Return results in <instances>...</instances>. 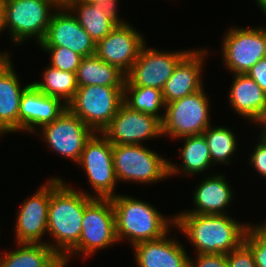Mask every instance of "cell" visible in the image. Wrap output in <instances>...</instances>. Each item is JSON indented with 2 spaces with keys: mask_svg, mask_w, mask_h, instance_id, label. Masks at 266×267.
Wrapping results in <instances>:
<instances>
[{
  "mask_svg": "<svg viewBox=\"0 0 266 267\" xmlns=\"http://www.w3.org/2000/svg\"><path fill=\"white\" fill-rule=\"evenodd\" d=\"M68 185L61 177L51 178L47 235L53 241L47 245L61 259L78 244L85 206L93 199L91 192Z\"/></svg>",
  "mask_w": 266,
  "mask_h": 267,
  "instance_id": "6da1fadb",
  "label": "cell"
},
{
  "mask_svg": "<svg viewBox=\"0 0 266 267\" xmlns=\"http://www.w3.org/2000/svg\"><path fill=\"white\" fill-rule=\"evenodd\" d=\"M174 218V227L184 233L196 254H229L243 242L249 225L227 214L179 213Z\"/></svg>",
  "mask_w": 266,
  "mask_h": 267,
  "instance_id": "7a4b0ae2",
  "label": "cell"
},
{
  "mask_svg": "<svg viewBox=\"0 0 266 267\" xmlns=\"http://www.w3.org/2000/svg\"><path fill=\"white\" fill-rule=\"evenodd\" d=\"M115 214V231L118 244L123 239L131 246L143 241L155 240L169 234L175 226V218L161 214L150 203L117 194L111 198Z\"/></svg>",
  "mask_w": 266,
  "mask_h": 267,
  "instance_id": "3957f363",
  "label": "cell"
},
{
  "mask_svg": "<svg viewBox=\"0 0 266 267\" xmlns=\"http://www.w3.org/2000/svg\"><path fill=\"white\" fill-rule=\"evenodd\" d=\"M61 0H3L2 22L15 45L28 38L43 40L53 13ZM8 28V29H7Z\"/></svg>",
  "mask_w": 266,
  "mask_h": 267,
  "instance_id": "277c9868",
  "label": "cell"
},
{
  "mask_svg": "<svg viewBox=\"0 0 266 267\" xmlns=\"http://www.w3.org/2000/svg\"><path fill=\"white\" fill-rule=\"evenodd\" d=\"M115 243L118 241L111 198H93L85 206L79 242L62 259L63 264L67 266L73 255L89 257L97 250H103Z\"/></svg>",
  "mask_w": 266,
  "mask_h": 267,
  "instance_id": "5b68a950",
  "label": "cell"
},
{
  "mask_svg": "<svg viewBox=\"0 0 266 267\" xmlns=\"http://www.w3.org/2000/svg\"><path fill=\"white\" fill-rule=\"evenodd\" d=\"M113 164L119 183L147 185L169 177V161L144 144H113Z\"/></svg>",
  "mask_w": 266,
  "mask_h": 267,
  "instance_id": "8992f818",
  "label": "cell"
},
{
  "mask_svg": "<svg viewBox=\"0 0 266 267\" xmlns=\"http://www.w3.org/2000/svg\"><path fill=\"white\" fill-rule=\"evenodd\" d=\"M123 100L124 86H79L67 108L94 132L102 133L124 103Z\"/></svg>",
  "mask_w": 266,
  "mask_h": 267,
  "instance_id": "52a82bcc",
  "label": "cell"
},
{
  "mask_svg": "<svg viewBox=\"0 0 266 267\" xmlns=\"http://www.w3.org/2000/svg\"><path fill=\"white\" fill-rule=\"evenodd\" d=\"M210 98L204 88L181 99L167 103L162 122V136L179 140L199 135L211 124Z\"/></svg>",
  "mask_w": 266,
  "mask_h": 267,
  "instance_id": "ba28073f",
  "label": "cell"
},
{
  "mask_svg": "<svg viewBox=\"0 0 266 267\" xmlns=\"http://www.w3.org/2000/svg\"><path fill=\"white\" fill-rule=\"evenodd\" d=\"M76 165L84 169L87 181L95 192L93 198H112L117 195L113 144L102 133L95 132L86 142Z\"/></svg>",
  "mask_w": 266,
  "mask_h": 267,
  "instance_id": "9c48e42d",
  "label": "cell"
},
{
  "mask_svg": "<svg viewBox=\"0 0 266 267\" xmlns=\"http://www.w3.org/2000/svg\"><path fill=\"white\" fill-rule=\"evenodd\" d=\"M265 26L257 28L232 26L224 33L221 42L222 63L233 75L245 74L259 60L266 57Z\"/></svg>",
  "mask_w": 266,
  "mask_h": 267,
  "instance_id": "30bf717a",
  "label": "cell"
},
{
  "mask_svg": "<svg viewBox=\"0 0 266 267\" xmlns=\"http://www.w3.org/2000/svg\"><path fill=\"white\" fill-rule=\"evenodd\" d=\"M94 133L77 115L66 108L57 119L42 126L35 134L43 136L41 139L45 140L50 151L77 163L86 142Z\"/></svg>",
  "mask_w": 266,
  "mask_h": 267,
  "instance_id": "8fae6325",
  "label": "cell"
},
{
  "mask_svg": "<svg viewBox=\"0 0 266 267\" xmlns=\"http://www.w3.org/2000/svg\"><path fill=\"white\" fill-rule=\"evenodd\" d=\"M190 51L187 49L165 52L147 47L145 44L131 70L126 74L124 86H144L163 90L178 63Z\"/></svg>",
  "mask_w": 266,
  "mask_h": 267,
  "instance_id": "7c38bea8",
  "label": "cell"
},
{
  "mask_svg": "<svg viewBox=\"0 0 266 267\" xmlns=\"http://www.w3.org/2000/svg\"><path fill=\"white\" fill-rule=\"evenodd\" d=\"M102 134L112 144L142 145L144 140L163 137L162 122L151 114L132 110L123 103Z\"/></svg>",
  "mask_w": 266,
  "mask_h": 267,
  "instance_id": "4fadbf2b",
  "label": "cell"
},
{
  "mask_svg": "<svg viewBox=\"0 0 266 267\" xmlns=\"http://www.w3.org/2000/svg\"><path fill=\"white\" fill-rule=\"evenodd\" d=\"M144 36L130 23L122 21L96 44V55L127 74L146 44Z\"/></svg>",
  "mask_w": 266,
  "mask_h": 267,
  "instance_id": "5bb4252c",
  "label": "cell"
},
{
  "mask_svg": "<svg viewBox=\"0 0 266 267\" xmlns=\"http://www.w3.org/2000/svg\"><path fill=\"white\" fill-rule=\"evenodd\" d=\"M51 197V177L21 204L15 223L16 243H43L47 234L48 209Z\"/></svg>",
  "mask_w": 266,
  "mask_h": 267,
  "instance_id": "9a60e30c",
  "label": "cell"
},
{
  "mask_svg": "<svg viewBox=\"0 0 266 267\" xmlns=\"http://www.w3.org/2000/svg\"><path fill=\"white\" fill-rule=\"evenodd\" d=\"M39 46H61L88 57L96 53V43L62 3L53 13Z\"/></svg>",
  "mask_w": 266,
  "mask_h": 267,
  "instance_id": "2e32d148",
  "label": "cell"
},
{
  "mask_svg": "<svg viewBox=\"0 0 266 267\" xmlns=\"http://www.w3.org/2000/svg\"><path fill=\"white\" fill-rule=\"evenodd\" d=\"M66 108L61 99L43 94L31 84L20 100L19 132L35 134L42 126L57 119Z\"/></svg>",
  "mask_w": 266,
  "mask_h": 267,
  "instance_id": "e0dca14e",
  "label": "cell"
},
{
  "mask_svg": "<svg viewBox=\"0 0 266 267\" xmlns=\"http://www.w3.org/2000/svg\"><path fill=\"white\" fill-rule=\"evenodd\" d=\"M196 49V50H195ZM191 49L178 63L162 90L165 103L181 99L195 93L203 87L202 69L209 51L206 49ZM207 51V52H206Z\"/></svg>",
  "mask_w": 266,
  "mask_h": 267,
  "instance_id": "ac0fdd59",
  "label": "cell"
},
{
  "mask_svg": "<svg viewBox=\"0 0 266 267\" xmlns=\"http://www.w3.org/2000/svg\"><path fill=\"white\" fill-rule=\"evenodd\" d=\"M143 241L132 246L137 267H189L190 256L174 238Z\"/></svg>",
  "mask_w": 266,
  "mask_h": 267,
  "instance_id": "d6986e66",
  "label": "cell"
},
{
  "mask_svg": "<svg viewBox=\"0 0 266 267\" xmlns=\"http://www.w3.org/2000/svg\"><path fill=\"white\" fill-rule=\"evenodd\" d=\"M63 4L72 12L80 26L96 44L122 21L117 12L119 10L104 3L64 0Z\"/></svg>",
  "mask_w": 266,
  "mask_h": 267,
  "instance_id": "ffe728a7",
  "label": "cell"
},
{
  "mask_svg": "<svg viewBox=\"0 0 266 267\" xmlns=\"http://www.w3.org/2000/svg\"><path fill=\"white\" fill-rule=\"evenodd\" d=\"M13 63L0 64V135L19 132L20 100L24 91Z\"/></svg>",
  "mask_w": 266,
  "mask_h": 267,
  "instance_id": "44dd1931",
  "label": "cell"
},
{
  "mask_svg": "<svg viewBox=\"0 0 266 267\" xmlns=\"http://www.w3.org/2000/svg\"><path fill=\"white\" fill-rule=\"evenodd\" d=\"M232 86L229 89V103L240 117L254 122L260 120L266 109V93L246 73L234 74Z\"/></svg>",
  "mask_w": 266,
  "mask_h": 267,
  "instance_id": "7402d4cb",
  "label": "cell"
},
{
  "mask_svg": "<svg viewBox=\"0 0 266 267\" xmlns=\"http://www.w3.org/2000/svg\"><path fill=\"white\" fill-rule=\"evenodd\" d=\"M223 175L219 173L205 176L193 191L195 208L180 213L227 214L225 210L231 204L234 194L233 188Z\"/></svg>",
  "mask_w": 266,
  "mask_h": 267,
  "instance_id": "603a6c76",
  "label": "cell"
},
{
  "mask_svg": "<svg viewBox=\"0 0 266 267\" xmlns=\"http://www.w3.org/2000/svg\"><path fill=\"white\" fill-rule=\"evenodd\" d=\"M15 250L1 253L0 267H62V259L43 243H15ZM3 254V255H2Z\"/></svg>",
  "mask_w": 266,
  "mask_h": 267,
  "instance_id": "cb8c5ba5",
  "label": "cell"
},
{
  "mask_svg": "<svg viewBox=\"0 0 266 267\" xmlns=\"http://www.w3.org/2000/svg\"><path fill=\"white\" fill-rule=\"evenodd\" d=\"M183 147L179 151L182 164L178 167L177 163L169 162V177L184 174L192 176L209 170L212 165L209 147L203 134L182 137ZM209 168V169H208ZM188 174V175H187Z\"/></svg>",
  "mask_w": 266,
  "mask_h": 267,
  "instance_id": "d4e9b609",
  "label": "cell"
},
{
  "mask_svg": "<svg viewBox=\"0 0 266 267\" xmlns=\"http://www.w3.org/2000/svg\"><path fill=\"white\" fill-rule=\"evenodd\" d=\"M78 86H124L126 74L117 66L108 64L96 54L83 57L77 72Z\"/></svg>",
  "mask_w": 266,
  "mask_h": 267,
  "instance_id": "484cf974",
  "label": "cell"
},
{
  "mask_svg": "<svg viewBox=\"0 0 266 267\" xmlns=\"http://www.w3.org/2000/svg\"><path fill=\"white\" fill-rule=\"evenodd\" d=\"M42 73V82L32 84L43 94L61 99L66 105L73 99L78 89L76 73L62 71L48 65Z\"/></svg>",
  "mask_w": 266,
  "mask_h": 267,
  "instance_id": "4316f807",
  "label": "cell"
},
{
  "mask_svg": "<svg viewBox=\"0 0 266 267\" xmlns=\"http://www.w3.org/2000/svg\"><path fill=\"white\" fill-rule=\"evenodd\" d=\"M124 104L130 109L151 114L163 120L166 103L162 90L144 86H124ZM160 111V113H159Z\"/></svg>",
  "mask_w": 266,
  "mask_h": 267,
  "instance_id": "83f0119b",
  "label": "cell"
},
{
  "mask_svg": "<svg viewBox=\"0 0 266 267\" xmlns=\"http://www.w3.org/2000/svg\"><path fill=\"white\" fill-rule=\"evenodd\" d=\"M209 147L212 165L218 163L222 165H229L231 157L236 153L237 136L235 132L225 126H209L202 133Z\"/></svg>",
  "mask_w": 266,
  "mask_h": 267,
  "instance_id": "f1b7e54d",
  "label": "cell"
},
{
  "mask_svg": "<svg viewBox=\"0 0 266 267\" xmlns=\"http://www.w3.org/2000/svg\"><path fill=\"white\" fill-rule=\"evenodd\" d=\"M243 242L251 249L257 267H266V222L248 225Z\"/></svg>",
  "mask_w": 266,
  "mask_h": 267,
  "instance_id": "f546056e",
  "label": "cell"
},
{
  "mask_svg": "<svg viewBox=\"0 0 266 267\" xmlns=\"http://www.w3.org/2000/svg\"><path fill=\"white\" fill-rule=\"evenodd\" d=\"M44 52L49 53L50 66L62 71L76 73L83 56L61 46H40Z\"/></svg>",
  "mask_w": 266,
  "mask_h": 267,
  "instance_id": "4dcf8cb0",
  "label": "cell"
},
{
  "mask_svg": "<svg viewBox=\"0 0 266 267\" xmlns=\"http://www.w3.org/2000/svg\"><path fill=\"white\" fill-rule=\"evenodd\" d=\"M227 257V267H257L251 249L242 242Z\"/></svg>",
  "mask_w": 266,
  "mask_h": 267,
  "instance_id": "1f68e13d",
  "label": "cell"
},
{
  "mask_svg": "<svg viewBox=\"0 0 266 267\" xmlns=\"http://www.w3.org/2000/svg\"><path fill=\"white\" fill-rule=\"evenodd\" d=\"M254 147L249 157V164L251 163L252 168L266 179V138L260 135L259 142Z\"/></svg>",
  "mask_w": 266,
  "mask_h": 267,
  "instance_id": "d6a6232c",
  "label": "cell"
},
{
  "mask_svg": "<svg viewBox=\"0 0 266 267\" xmlns=\"http://www.w3.org/2000/svg\"><path fill=\"white\" fill-rule=\"evenodd\" d=\"M194 259L190 256L189 267H227L226 254H196Z\"/></svg>",
  "mask_w": 266,
  "mask_h": 267,
  "instance_id": "836d02e7",
  "label": "cell"
},
{
  "mask_svg": "<svg viewBox=\"0 0 266 267\" xmlns=\"http://www.w3.org/2000/svg\"><path fill=\"white\" fill-rule=\"evenodd\" d=\"M246 74L266 93V57L259 60Z\"/></svg>",
  "mask_w": 266,
  "mask_h": 267,
  "instance_id": "e575fe53",
  "label": "cell"
},
{
  "mask_svg": "<svg viewBox=\"0 0 266 267\" xmlns=\"http://www.w3.org/2000/svg\"><path fill=\"white\" fill-rule=\"evenodd\" d=\"M5 29V26L3 25V22L0 24V34ZM10 55L7 51L1 52L0 51V64H10L12 63V59L10 58Z\"/></svg>",
  "mask_w": 266,
  "mask_h": 267,
  "instance_id": "d590c367",
  "label": "cell"
},
{
  "mask_svg": "<svg viewBox=\"0 0 266 267\" xmlns=\"http://www.w3.org/2000/svg\"><path fill=\"white\" fill-rule=\"evenodd\" d=\"M77 1H83L86 3H104L108 6L117 7V2L119 0H77Z\"/></svg>",
  "mask_w": 266,
  "mask_h": 267,
  "instance_id": "8d00e7d4",
  "label": "cell"
},
{
  "mask_svg": "<svg viewBox=\"0 0 266 267\" xmlns=\"http://www.w3.org/2000/svg\"><path fill=\"white\" fill-rule=\"evenodd\" d=\"M256 4L262 10L263 14L266 16V0H256Z\"/></svg>",
  "mask_w": 266,
  "mask_h": 267,
  "instance_id": "74e56055",
  "label": "cell"
},
{
  "mask_svg": "<svg viewBox=\"0 0 266 267\" xmlns=\"http://www.w3.org/2000/svg\"><path fill=\"white\" fill-rule=\"evenodd\" d=\"M257 125H258V127H259V125H260V127L262 126V127H266V109H265V111H264V114L262 115V117L260 118V120L257 122Z\"/></svg>",
  "mask_w": 266,
  "mask_h": 267,
  "instance_id": "f35d334b",
  "label": "cell"
},
{
  "mask_svg": "<svg viewBox=\"0 0 266 267\" xmlns=\"http://www.w3.org/2000/svg\"><path fill=\"white\" fill-rule=\"evenodd\" d=\"M3 18V0H0V24L2 23Z\"/></svg>",
  "mask_w": 266,
  "mask_h": 267,
  "instance_id": "ab89813d",
  "label": "cell"
},
{
  "mask_svg": "<svg viewBox=\"0 0 266 267\" xmlns=\"http://www.w3.org/2000/svg\"><path fill=\"white\" fill-rule=\"evenodd\" d=\"M261 128V134L259 135H262L263 137L266 138V127H260Z\"/></svg>",
  "mask_w": 266,
  "mask_h": 267,
  "instance_id": "60d3db41",
  "label": "cell"
}]
</instances>
